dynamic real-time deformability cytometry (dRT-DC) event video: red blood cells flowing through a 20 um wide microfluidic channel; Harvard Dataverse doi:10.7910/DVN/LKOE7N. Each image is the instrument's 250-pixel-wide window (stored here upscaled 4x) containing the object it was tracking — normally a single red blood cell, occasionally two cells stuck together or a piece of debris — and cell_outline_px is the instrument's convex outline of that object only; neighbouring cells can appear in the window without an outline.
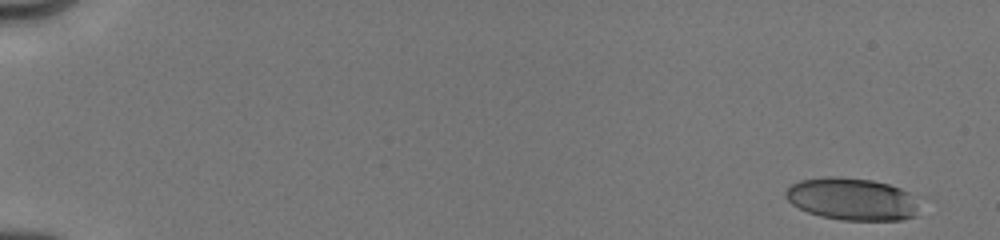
{"species": "human", "species_latin": "Homo sapiens", "temperature_condition": "cold", "stored_images_in_passage": 8, "camera_frame_rate_fps": 3000, "um_per_image_px": 0.085, "donor": {"sex": "male"}, "frame": {"image": 1, "passage_image": 1, "time_ms": 0.0, "image_size_px": [1000, 240], "cell_outline_px": [[928, 196], [916, 216], [904, 220], [840, 220], [820, 216], [808, 212], [792, 204], [784, 196], [784, 192], [792, 184], [800, 180], [828, 176], [840, 176], [872, 180], [888, 184]], "centroid_in_image_um": [72.62, 16.92], "position_along_channel_um": 12.4, "area_um2": 34.39}}